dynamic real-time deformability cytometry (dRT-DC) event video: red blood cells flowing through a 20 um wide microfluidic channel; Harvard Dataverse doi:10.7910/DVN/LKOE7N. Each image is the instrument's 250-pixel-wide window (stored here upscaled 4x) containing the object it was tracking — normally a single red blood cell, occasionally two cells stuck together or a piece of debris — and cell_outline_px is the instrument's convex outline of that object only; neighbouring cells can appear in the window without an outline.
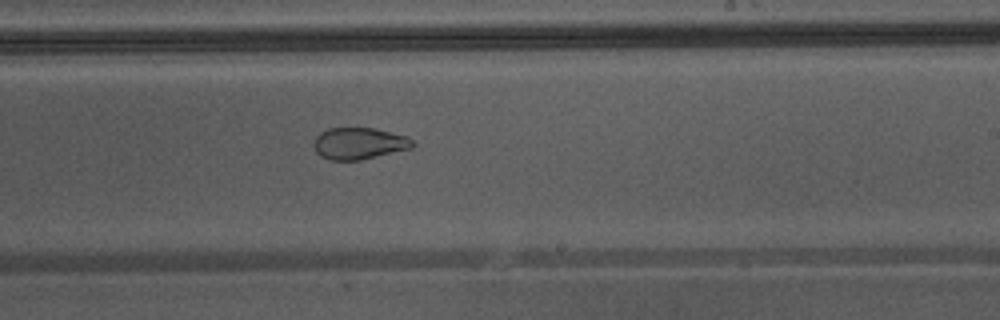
{"species": "Egyptian fruit bat (a non-hibernating species)", "species_latin": "Rousettus aegyptiacus", "temperature_condition": "warm", "stored_images_in_passage": 40, "camera_frame_rate_fps": 3000, "um_per_image_px": 0.085, "animal": {"sex": "male"}, "frame": {"image": 1, "passage_image": 23, "time_ms": 7.333, "image_size_px": [1000, 320], "cell_outline_px": [[416, 144], [412, 148], [360, 160], [328, 160], [320, 156], [316, 152], [312, 144], [316, 136], [320, 132], [328, 128], [372, 128], [404, 136], [412, 140]], "centroid_in_image_um": [30.46, 12.2], "position_along_channel_um": 258.5, "area_um2": 18.21}, "authors_computed_cell_mechanics": {"area_um2": 24.7384, "velocity_mm_per_s": 4.3897, "shape_relaxation_time_tau1_ms": null, "shape_relaxation_time_tau2_ms": 1.5043, "deformation_change_tau1": null, "deformation_change_tau2": 0.076}}